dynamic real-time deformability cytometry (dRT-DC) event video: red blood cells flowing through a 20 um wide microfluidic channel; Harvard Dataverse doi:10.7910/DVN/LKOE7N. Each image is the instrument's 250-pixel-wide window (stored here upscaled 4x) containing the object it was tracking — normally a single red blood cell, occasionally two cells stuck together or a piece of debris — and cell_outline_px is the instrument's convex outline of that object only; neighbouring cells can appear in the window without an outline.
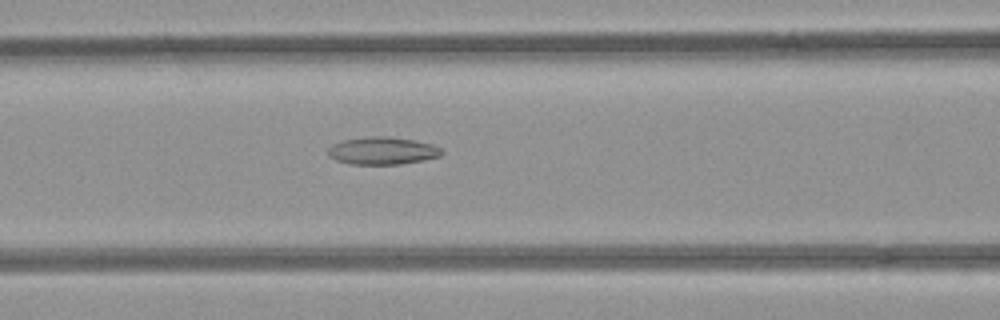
{"species": "common noctule bat (a hibernating species)", "species_latin": "Nyctalus noctula", "temperature_condition": "room temperature", "stored_images_in_passage": 33, "camera_frame_rate_fps": 3000, "um_per_image_px": 0.085, "animal": {"sex": "female", "body_mass_g": 21.9}, "frame": {"image": 1, "passage_image": 7, "time_ms": 2.0, "image_size_px": [1000, 320], "cell_outline_px": [[444, 152], [440, 156], [400, 164], [348, 164], [336, 160], [328, 156], [328, 148], [332, 144], [340, 140], [364, 136], [388, 136], [412, 140], [432, 144], [440, 148]], "centroid_in_image_um": [32.44, 12.8], "position_along_channel_um": 134.2, "area_um2": 18.32}}
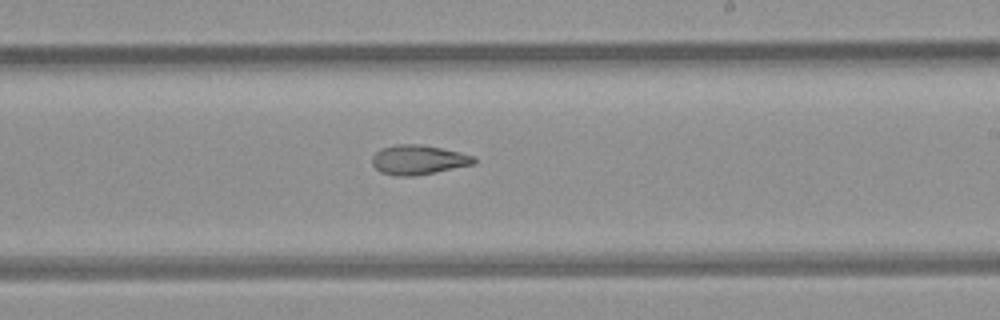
{"frame": {"image": 2, "passage_image": 16, "time_ms": 5.0, "image_size_px": [1000, 320], "cell_outline_px": [[476, 164], [416, 176], [392, 176], [380, 172], [372, 164], [372, 156], [380, 148], [396, 144], [420, 144], [460, 152], [476, 156]], "centroid_in_image_um": [35.56, 13.59], "position_along_channel_um": 253.4, "area_um2": 17.8}}
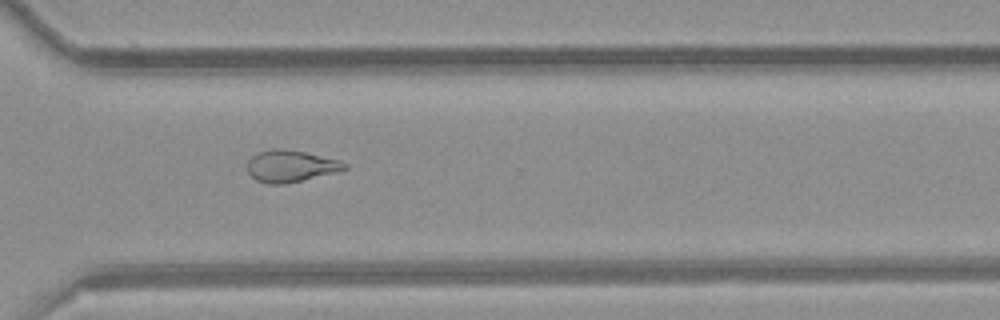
{"frame": {"image": 3, "passage_image": 23, "time_ms": 7.333, "image_size_px": [1000, 320], "cell_outline_px": [[348, 168], [336, 172], [284, 184], [268, 184], [256, 180], [248, 172], [248, 160], [256, 152], [272, 148], [284, 148], [304, 152], [340, 160], [348, 164]], "centroid_in_image_um": [24.69, 14.1], "position_along_channel_um": 345.9, "area_um2": 18.03}, "authors_computed_cell_mechanics": {"area_um2": 18.0336, "velocity_mm_per_s": 3.9771, "shape_relaxation_time_tau1_ms": null, "shape_relaxation_time_tau2_ms": 3.6163, "deformation_change_tau1": null, "deformation_change_tau2": 0.1101}}